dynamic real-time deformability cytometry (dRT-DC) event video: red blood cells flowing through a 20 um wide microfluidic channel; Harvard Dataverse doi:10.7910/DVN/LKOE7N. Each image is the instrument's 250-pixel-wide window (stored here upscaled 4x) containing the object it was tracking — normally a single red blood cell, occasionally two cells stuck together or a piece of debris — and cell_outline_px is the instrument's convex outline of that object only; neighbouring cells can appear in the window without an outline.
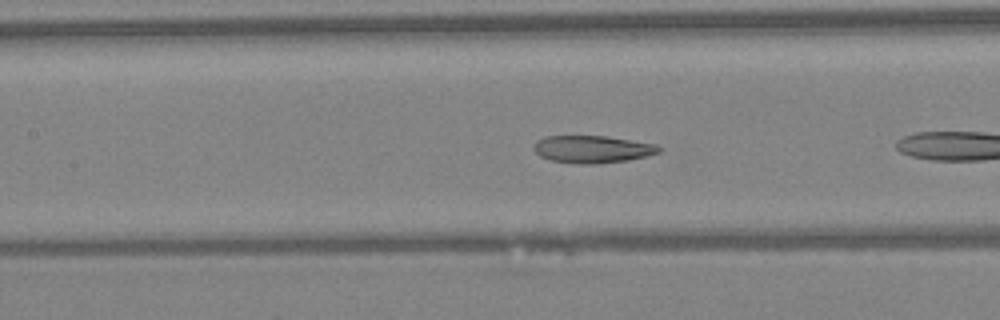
{"species": "Egyptian fruit bat (a non-hibernating species)", "species_latin": "Rousettus aegyptiacus", "temperature_condition": "warm", "stored_images_in_passage": 9, "camera_frame_rate_fps": 3000, "um_per_image_px": 0.085, "animal": {"sex": "female"}, "frame": {"image": 1, "passage_image": 7, "time_ms": 2.0, "image_size_px": [1000, 320], "cell_outline_px": [[664, 148], [660, 152], [648, 156], [628, 160], [596, 164], [576, 164], [552, 160], [540, 156], [532, 148], [536, 140], [544, 136], [608, 136], [656, 144]], "centroid_in_image_um": [50.38, 12.68], "position_along_channel_um": 157.0, "area_um2": 20.23}}